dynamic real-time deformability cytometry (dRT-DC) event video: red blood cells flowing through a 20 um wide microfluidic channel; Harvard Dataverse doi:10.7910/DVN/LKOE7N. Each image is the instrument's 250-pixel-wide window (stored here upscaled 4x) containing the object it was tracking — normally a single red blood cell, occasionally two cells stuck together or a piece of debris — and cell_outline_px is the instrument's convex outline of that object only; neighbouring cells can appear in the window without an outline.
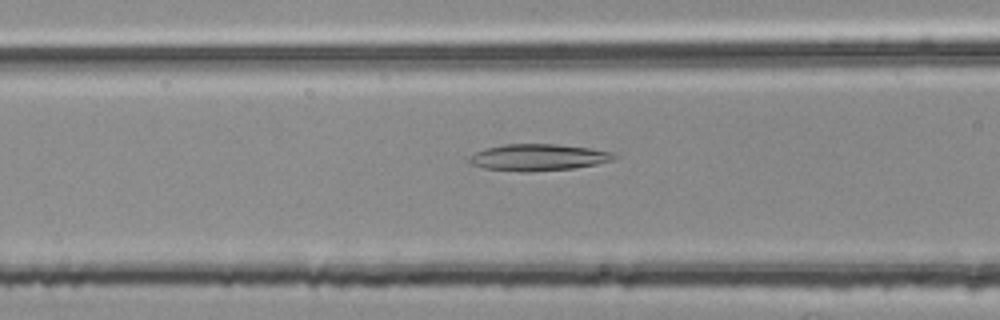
{"species": "common noctule bat (a hibernating species)", "species_latin": "Nyctalus noctula", "temperature_condition": "room temperature", "stored_images_in_passage": 42, "camera_frame_rate_fps": 3000, "um_per_image_px": 0.085, "animal": {"sex": "female", "body_mass_g": 25.1}, "frame": {"image": 1, "passage_image": 8, "time_ms": 2.333, "image_size_px": [1000, 320], "cell_outline_px": [[620, 156], [612, 160], [596, 164], [572, 168], [532, 172], [524, 172], [484, 168], [472, 164], [468, 160], [468, 156], [484, 148], [504, 144], [556, 144], [588, 148], [612, 152]], "centroid_in_image_um": [45.73, 13.37], "position_along_channel_um": 120.9, "area_um2": 22.48}}
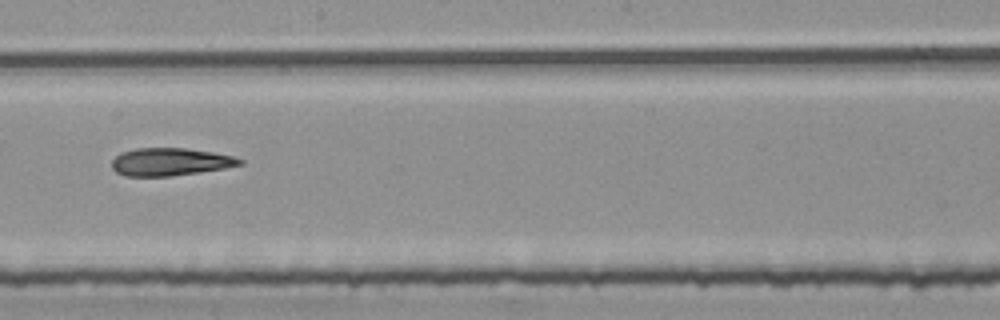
{"frame": {"image": 2, "passage_image": 17, "time_ms": 5.333, "image_size_px": [1000, 320], "cell_outline_px": [[244, 164], [224, 168], [172, 176], [124, 176], [116, 172], [112, 168], [112, 160], [120, 152], [136, 148], [188, 148], [212, 152], [232, 156], [244, 160]], "centroid_in_image_um": [14.45, 13.75], "position_along_channel_um": 233.8, "area_um2": 20.69}}
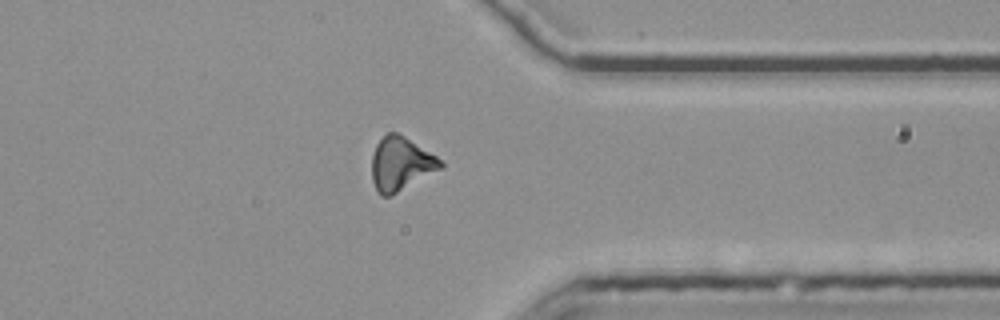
{"frame": {"image": 3, "passage_image": 29, "time_ms": 9.333, "image_size_px": [1000, 320], "cell_outline_px": [[444, 168], [392, 196], [380, 196], [376, 192], [372, 180], [372, 156], [376, 144], [388, 132], [400, 132], [436, 156], [444, 164]], "centroid_in_image_um": [34.07, 13.95], "position_along_channel_um": 377.3, "area_um2": 21.91}}